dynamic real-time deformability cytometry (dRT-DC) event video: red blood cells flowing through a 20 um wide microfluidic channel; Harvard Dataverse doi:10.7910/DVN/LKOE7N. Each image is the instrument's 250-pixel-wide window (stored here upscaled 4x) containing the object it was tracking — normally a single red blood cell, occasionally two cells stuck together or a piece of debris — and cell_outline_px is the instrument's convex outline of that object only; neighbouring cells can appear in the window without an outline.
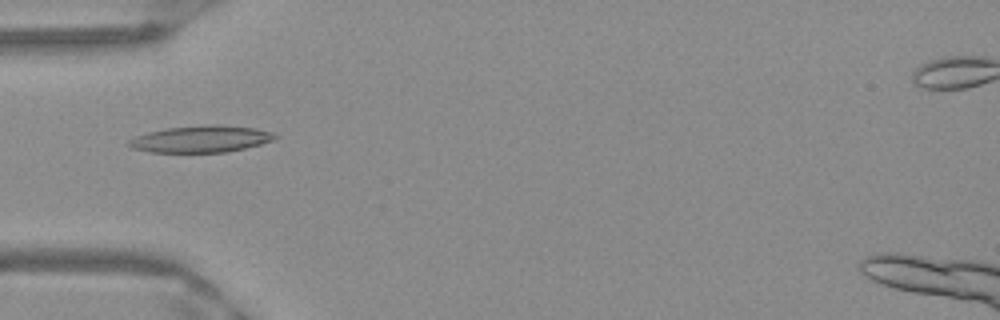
{"species": "Egyptian fruit bat (a non-hibernating species)", "species_latin": "Rousettus aegyptiacus", "temperature_condition": "warm", "stored_images_in_passage": 38, "camera_frame_rate_fps": 3000, "um_per_image_px": 0.085, "frame": {"image": 1, "passage_image": 4, "time_ms": 1.0, "image_size_px": [1000, 320], "cell_outline_px": [[276, 140], [228, 152], [148, 152], [132, 148], [128, 144], [128, 140], [136, 136], [148, 132], [168, 128], [204, 124], [216, 124], [256, 128], [272, 132], [276, 136]], "centroid_in_image_um": [17.09, 11.81], "position_along_channel_um": 67.9, "area_um2": 22.83}}
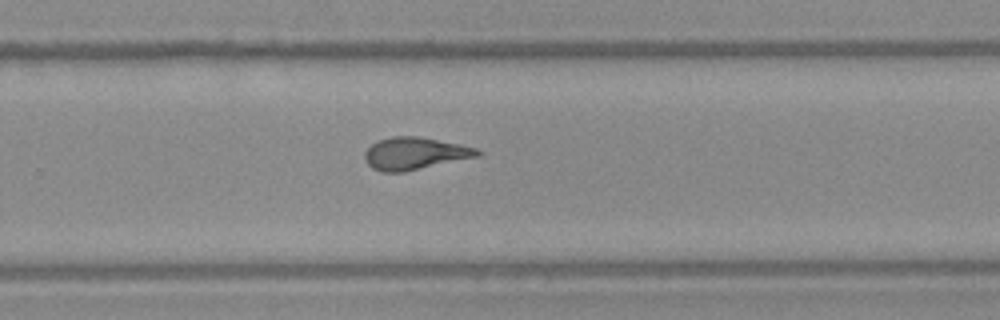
{"frame": {"image": 2, "passage_image": 21, "time_ms": 6.667, "image_size_px": [1000, 320], "cell_outline_px": [[484, 156], [404, 172], [384, 172], [372, 168], [364, 160], [364, 152], [372, 144], [380, 140], [392, 136], [420, 136], [460, 144], [476, 148]], "centroid_in_image_um": [35.3, 13.05], "position_along_channel_um": 294.5, "area_um2": 21.5}}
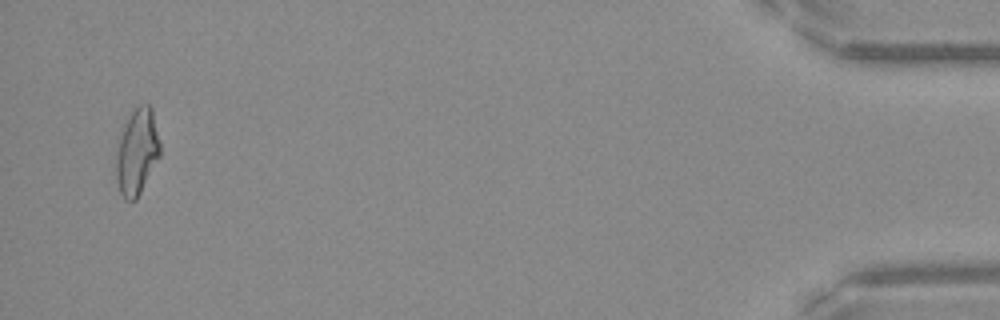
{"frame": {"image": 3, "passage_image": 37, "time_ms": 12.0, "image_size_px": [1000, 320], "cell_outline_px": [[160, 156], [136, 200], [124, 200], [120, 192], [116, 180], [116, 152], [120, 136], [124, 124], [132, 112], [140, 104], [148, 104], [152, 108], [160, 144]], "centroid_in_image_um": [11.64, 12.92], "position_along_channel_um": 423.6, "area_um2": 21.91}, "authors_computed_cell_mechanics": {"area_um2": 21.0681, "velocity_mm_per_s": 3.9955, "shape_relaxation_time_tau1_ms": 9.0878, "shape_relaxation_time_tau2_ms": 1.4402, "deformation_change_tau1": 0.2701, "deformation_change_tau2": 0.1032}}